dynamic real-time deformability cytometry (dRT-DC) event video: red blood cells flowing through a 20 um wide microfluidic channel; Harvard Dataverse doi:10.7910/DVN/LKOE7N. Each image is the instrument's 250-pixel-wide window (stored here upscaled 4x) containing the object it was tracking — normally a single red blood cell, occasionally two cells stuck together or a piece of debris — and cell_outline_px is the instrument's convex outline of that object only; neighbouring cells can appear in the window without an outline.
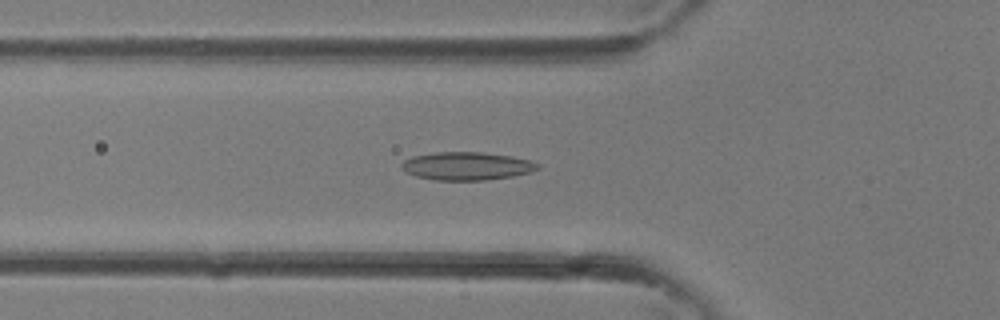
{"species": "common noctule bat (a hibernating species)", "species_latin": "Nyctalus noctula", "temperature_condition": "room temperature", "stored_images_in_passage": 33, "camera_frame_rate_fps": 3000, "um_per_image_px": 0.085, "animal": {"sex": "female"}, "frame": {"image": 1, "passage_image": 12, "time_ms": 3.667, "image_size_px": [1000, 320], "cell_outline_px": [[540, 168], [528, 172], [512, 176], [484, 180], [436, 180], [416, 176], [404, 172], [400, 168], [400, 164], [404, 160], [412, 156], [436, 152], [484, 152], [512, 156], [532, 160], [540, 164]], "centroid_in_image_um": [39.65, 14.1], "position_along_channel_um": 86.1, "area_um2": 22.43}}
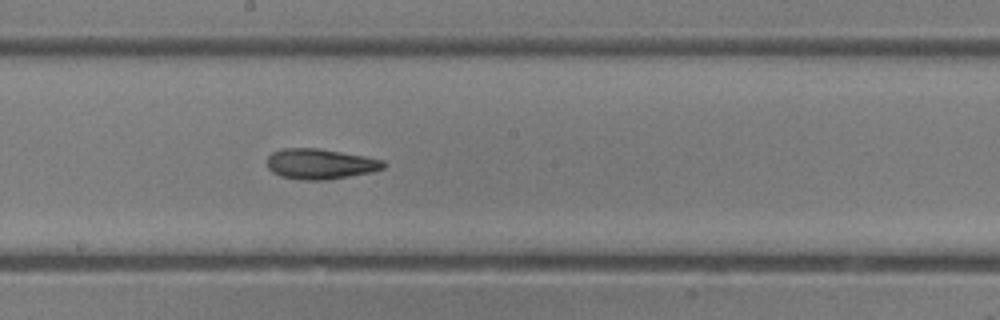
{"frame": {"image": 2, "passage_image": 19, "time_ms": 6.0, "image_size_px": [1000, 320], "cell_outline_px": [[384, 168], [372, 172], [328, 180], [300, 180], [280, 176], [272, 172], [268, 168], [268, 156], [272, 152], [284, 148], [320, 148], [364, 156], [384, 160]], "centroid_in_image_um": [27.21, 13.94], "position_along_channel_um": 221.0, "area_um2": 20.69}}
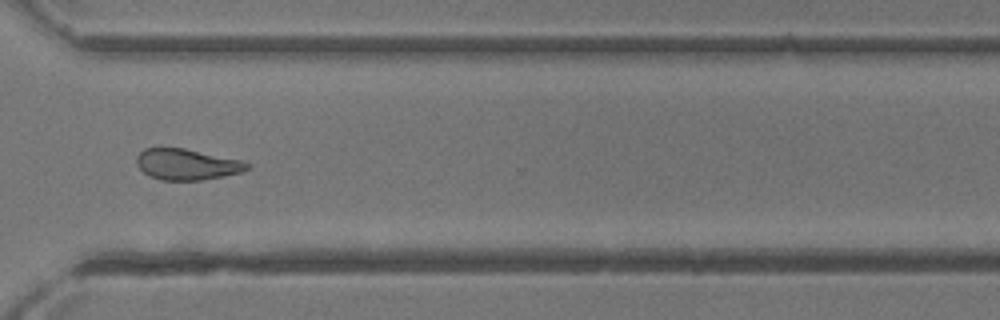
{"frame": {"image": 3, "passage_image": 26, "time_ms": 8.333, "image_size_px": [1000, 320], "cell_outline_px": [[252, 164], [248, 168], [240, 172], [224, 176], [200, 180], [160, 180], [148, 176], [136, 164], [136, 156], [144, 148], [160, 144], [184, 148], [240, 160]], "centroid_in_image_um": [15.79, 13.93], "position_along_channel_um": 354.8, "area_um2": 20.46}}